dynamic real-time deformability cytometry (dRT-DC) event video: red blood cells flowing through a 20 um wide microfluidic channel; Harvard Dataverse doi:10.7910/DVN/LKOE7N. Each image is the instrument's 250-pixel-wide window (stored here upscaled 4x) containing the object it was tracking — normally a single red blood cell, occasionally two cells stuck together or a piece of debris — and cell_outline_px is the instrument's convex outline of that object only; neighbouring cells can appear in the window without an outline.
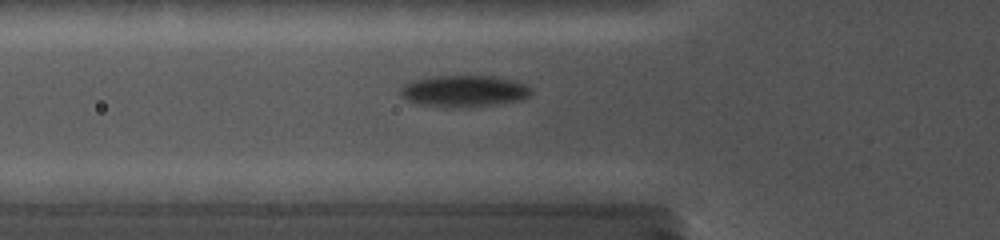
{"species": "common noctule bat (a hibernating species)", "species_latin": "Nyctalus noctula", "temperature_condition": "cold", "stored_images_in_passage": 22, "camera_frame_rate_fps": 5000, "um_per_image_px": 0.085, "animal": {"sex": "female", "body_mass_g": 19.0, "forearm_length_mm": 56.7}, "frame": {"image": 1, "passage_image": 10, "time_ms": 3.4, "image_size_px": [1000, 240], "cell_outline_px": [[532, 92], [524, 100], [468, 108], [448, 108], [420, 104], [408, 100], [400, 96], [400, 88], [404, 84], [412, 80], [432, 76], [492, 76], [512, 80], [528, 84], [532, 88]], "centroid_in_image_um": [39.46, 7.75], "position_along_channel_um": 86.3, "area_um2": 24.51}}